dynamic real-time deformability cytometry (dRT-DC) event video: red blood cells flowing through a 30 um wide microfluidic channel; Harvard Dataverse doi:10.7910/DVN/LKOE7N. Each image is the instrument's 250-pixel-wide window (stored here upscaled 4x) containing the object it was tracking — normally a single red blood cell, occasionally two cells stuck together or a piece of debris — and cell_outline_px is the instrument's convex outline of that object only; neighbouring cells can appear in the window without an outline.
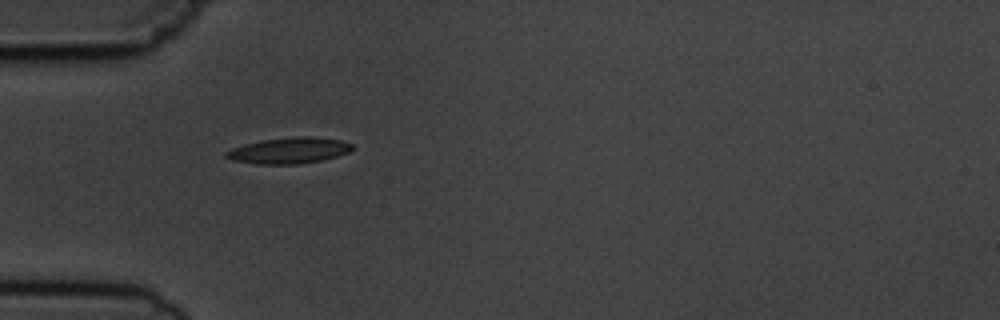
{"species": "common noctule bat (a hibernating species)", "species_latin": "Nyctalus noctula", "temperature_condition": "cold", "stored_images_in_passage": 7, "camera_frame_rate_fps": 3000, "um_per_image_px": 0.085, "animal": {"sex": "male", "body_mass_g": 19.5, "forearm_length_mm": 54.6}, "frame": {"image": 1, "passage_image": 1, "time_ms": 0.0, "image_size_px": [1000, 320], "cell_outline_px": [[352, 148], [348, 152], [324, 160], [300, 164], [256, 164], [232, 160], [224, 156], [224, 152], [232, 148], [260, 140], [292, 136], [312, 136], [340, 140], [352, 144]], "centroid_in_image_um": [24.54, 12.79], "position_along_channel_um": 60.5, "area_um2": 19.25}}
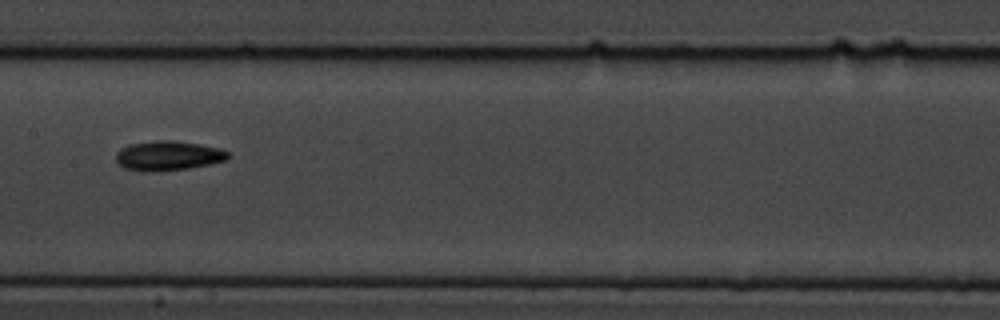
{"frame": {"image": 2, "passage_image": 4, "time_ms": 3.667, "image_size_px": [1000, 320], "cell_outline_px": [[228, 156], [224, 160], [208, 164], [188, 168], [148, 172], [140, 172], [124, 168], [116, 160], [116, 152], [120, 148], [128, 144], [160, 140], [172, 140], [200, 144], [220, 148], [228, 152]], "centroid_in_image_um": [14.23, 13.23], "position_along_channel_um": 193.2, "area_um2": 19.25}}
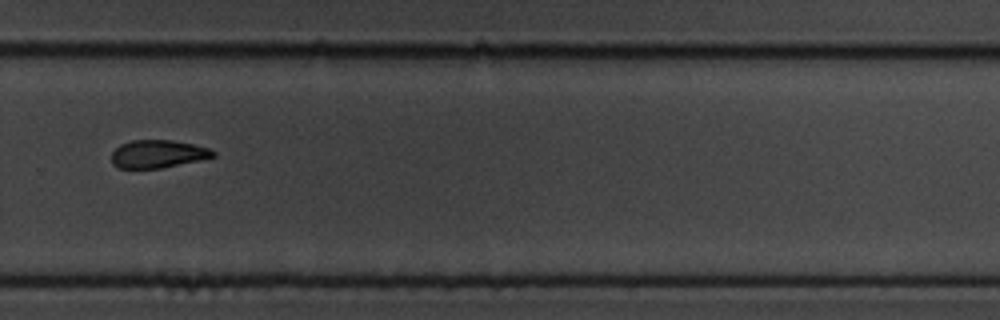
{"frame": {"image": 3, "passage_image": 7, "time_ms": 7.0, "image_size_px": [1000, 320], "cell_outline_px": [[216, 156], [200, 160], [160, 168], [120, 168], [112, 164], [112, 152], [120, 144], [132, 140], [172, 140], [212, 148], [216, 152]], "centroid_in_image_um": [13.44, 13.08], "position_along_channel_um": 316.4, "area_um2": 16.53}}